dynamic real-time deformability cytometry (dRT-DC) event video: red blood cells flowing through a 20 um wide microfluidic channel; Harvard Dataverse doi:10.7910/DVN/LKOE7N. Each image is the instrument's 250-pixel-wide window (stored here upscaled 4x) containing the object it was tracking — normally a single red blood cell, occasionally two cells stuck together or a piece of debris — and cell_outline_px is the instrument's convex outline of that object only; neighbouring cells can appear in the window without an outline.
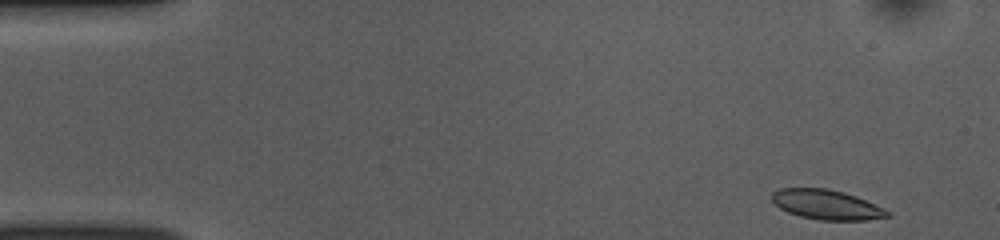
{"species": "common noctule bat (a hibernating species)", "species_latin": "Nyctalus noctula", "temperature_condition": "room temperature", "stored_images_in_passage": 49, "camera_frame_rate_fps": 3000, "um_per_image_px": 0.085, "animal": {"sex": "female", "body_mass_g": 10.0, "forearm_length_mm": 53.1}, "frame": {"image": 1, "passage_image": 1, "time_ms": 0.0, "image_size_px": [1000, 240], "cell_outline_px": [[892, 216], [868, 220], [820, 220], [800, 216], [788, 212], [780, 208], [772, 200], [772, 192], [780, 188], [828, 188], [844, 192], [856, 196], [884, 208], [892, 212]], "centroid_in_image_um": [70.3, 17.39], "position_along_channel_um": 14.7, "area_um2": 20.11}}
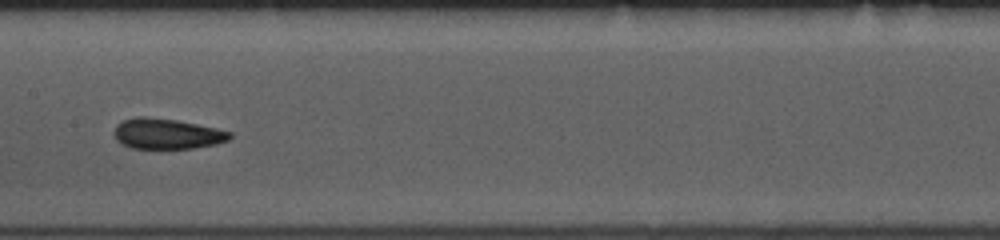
{"frame": {"image": 2, "passage_image": 23, "time_ms": 7.333, "image_size_px": [1000, 240], "cell_outline_px": [[232, 136], [228, 140], [216, 144], [192, 148], [132, 148], [116, 140], [112, 132], [116, 124], [124, 120], [136, 116], [144, 116], [176, 120], [216, 128], [232, 132]], "centroid_in_image_um": [14.16, 11.36], "position_along_channel_um": 193.2, "area_um2": 20.52}}
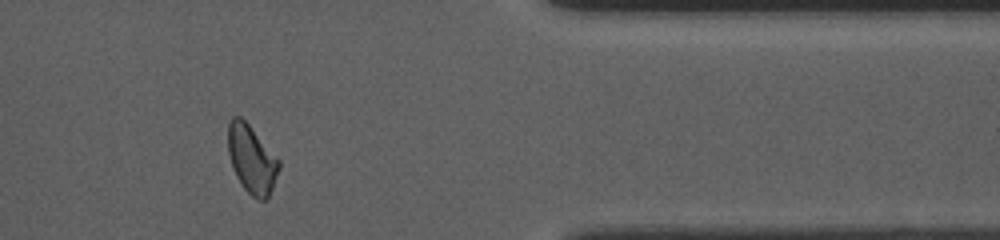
{"frame": {"image": 3, "passage_image": 40, "time_ms": 13.0, "image_size_px": [1000, 240], "cell_outline_px": [[280, 168], [272, 188], [268, 196], [264, 200], [260, 200], [252, 196], [244, 188], [236, 176], [232, 168], [228, 152], [228, 124], [232, 116], [240, 116], [248, 124], [280, 160]], "centroid_in_image_um": [21.38, 13.52], "position_along_channel_um": 390.0, "area_um2": 20.06}, "authors_computed_cell_mechanics": {"area_um2": 20.5768, "velocity_mm_per_s": 3.8536, "shape_relaxation_time_tau1_ms": 5.1772, "shape_relaxation_time_tau2_ms": 3.2178, "deformation_change_tau1": 0.1231, "deformation_change_tau2": 0.0918}}